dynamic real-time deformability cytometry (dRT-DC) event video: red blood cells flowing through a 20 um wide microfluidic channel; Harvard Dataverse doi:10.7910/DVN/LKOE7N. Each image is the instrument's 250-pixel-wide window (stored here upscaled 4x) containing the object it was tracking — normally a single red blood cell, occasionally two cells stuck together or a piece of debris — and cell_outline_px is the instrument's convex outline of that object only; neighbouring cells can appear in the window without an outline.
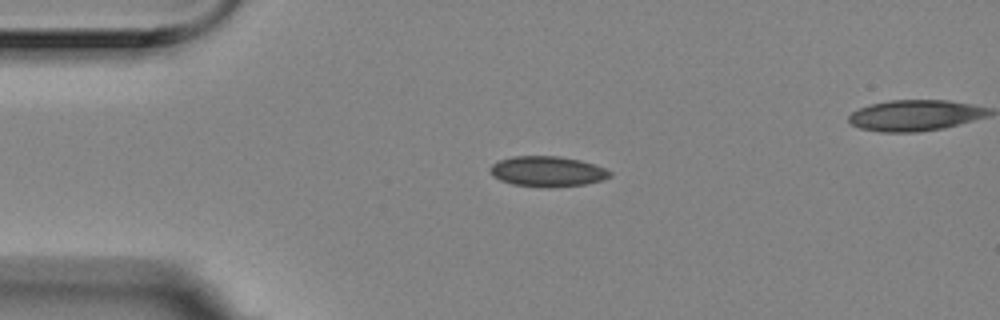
{"species": "Egyptian fruit bat (a non-hibernating species)", "species_latin": "Rousettus aegyptiacus", "temperature_condition": "room temperature", "stored_images_in_passage": 5, "segment_of_instrument_passage": [1, 2], "camera_frame_rate_fps": 3000, "um_per_image_px": 0.085, "animal": {"sex": "female"}, "frame": {"image": 1, "passage_image": 3, "time_ms": 0.667, "image_size_px": [1000, 320], "cell_outline_px": [[612, 176], [604, 180], [588, 184], [552, 188], [548, 188], [512, 184], [500, 180], [492, 176], [488, 172], [488, 168], [492, 164], [500, 160], [512, 156], [560, 156], [580, 160], [604, 168], [612, 172]], "centroid_in_image_um": [46.52, 14.58], "position_along_channel_um": 38.5, "area_um2": 21.56}}